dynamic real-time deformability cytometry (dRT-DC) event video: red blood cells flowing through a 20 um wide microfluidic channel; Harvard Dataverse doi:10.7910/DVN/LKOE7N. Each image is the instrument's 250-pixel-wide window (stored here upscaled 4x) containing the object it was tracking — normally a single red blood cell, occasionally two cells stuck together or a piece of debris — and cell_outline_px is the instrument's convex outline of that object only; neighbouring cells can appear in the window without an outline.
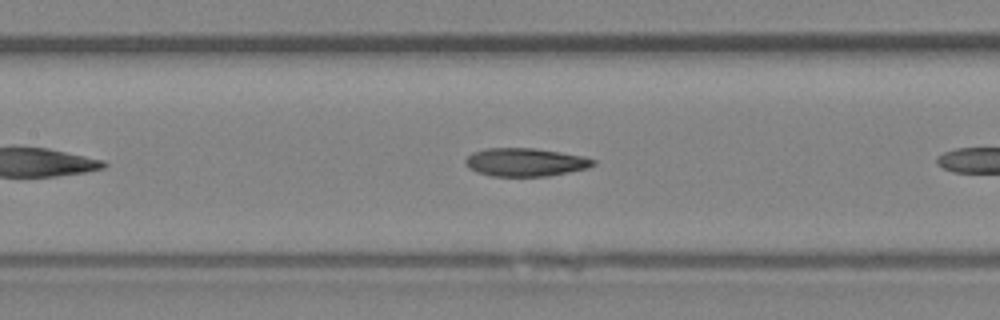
{"species": "Egyptian fruit bat (a non-hibernating species)", "species_latin": "Rousettus aegyptiacus", "temperature_condition": "room temperature", "stored_images_in_passage": 10, "camera_frame_rate_fps": 3000, "um_per_image_px": 0.085, "animal": {"sex": "female"}, "frame": {"image": 1, "passage_image": 9, "time_ms": 2.667, "image_size_px": [1000, 320], "cell_outline_px": [[596, 164], [588, 168], [548, 176], [492, 176], [476, 172], [468, 168], [464, 164], [464, 160], [472, 152], [488, 148], [532, 148], [560, 152], [584, 156], [596, 160]], "centroid_in_image_um": [44.64, 13.79], "position_along_channel_um": 162.8, "area_um2": 21.1}}